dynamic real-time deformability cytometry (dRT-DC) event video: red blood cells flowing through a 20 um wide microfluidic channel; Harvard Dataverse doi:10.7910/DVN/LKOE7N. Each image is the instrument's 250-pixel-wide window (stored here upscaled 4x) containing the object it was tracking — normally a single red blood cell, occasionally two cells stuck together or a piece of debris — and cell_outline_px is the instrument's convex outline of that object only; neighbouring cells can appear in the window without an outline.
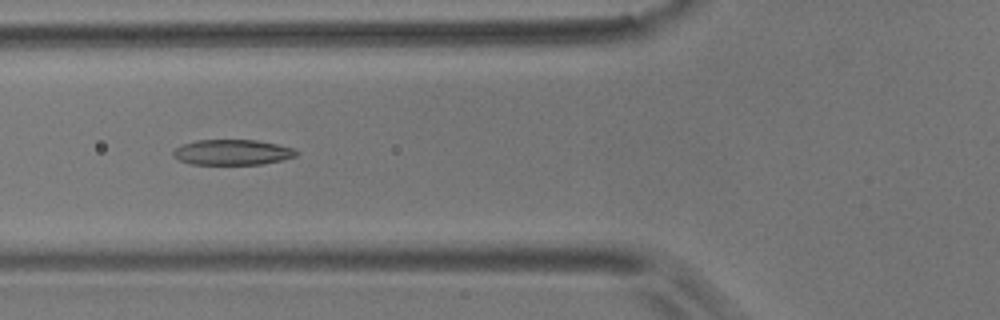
{"species": "common noctule bat (a hibernating species)", "species_latin": "Nyctalus noctula", "temperature_condition": "room temperature", "stored_images_in_passage": 5, "camera_frame_rate_fps": 3000, "um_per_image_px": 0.085, "animal": {"sex": "male", "body_mass_g": 17.9}, "frame": {"image": 1, "passage_image": 5, "time_ms": 1.333, "image_size_px": [1000, 320], "cell_outline_px": [[300, 152], [296, 156], [264, 164], [192, 164], [180, 160], [172, 156], [172, 152], [176, 148], [184, 144], [196, 140], [256, 140], [276, 144], [292, 148]], "centroid_in_image_um": [19.75, 12.94], "position_along_channel_um": 106.1, "area_um2": 18.09}}